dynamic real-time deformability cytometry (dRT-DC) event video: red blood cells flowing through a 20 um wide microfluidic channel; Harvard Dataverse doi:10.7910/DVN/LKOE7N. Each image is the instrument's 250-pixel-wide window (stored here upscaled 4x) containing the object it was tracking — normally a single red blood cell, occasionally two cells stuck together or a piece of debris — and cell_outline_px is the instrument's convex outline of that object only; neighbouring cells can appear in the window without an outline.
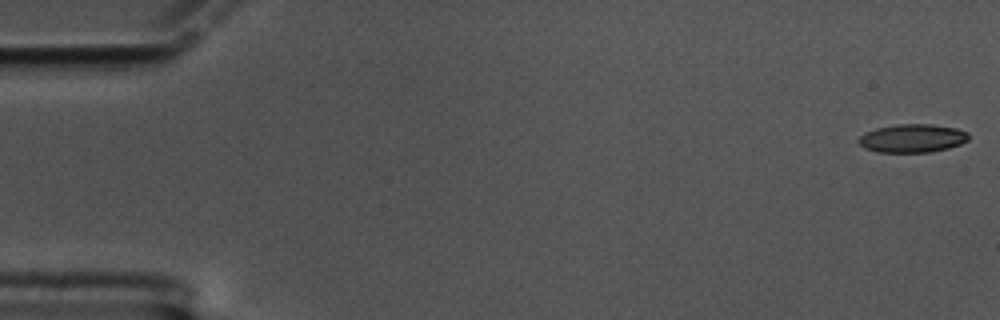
{"species": "common noctule bat (a hibernating species)", "species_latin": "Nyctalus noctula", "temperature_condition": "cold", "stored_images_in_passage": 53, "camera_frame_rate_fps": 3000, "um_per_image_px": 0.085, "animal": {"sex": "male", "body_mass_g": 17.5, "forearm_length_mm": 52.3}, "frame": {"image": 1, "passage_image": 1, "time_ms": 0.0, "image_size_px": [1000, 320], "cell_outline_px": [[968, 140], [960, 144], [948, 148], [932, 152], [880, 152], [864, 148], [856, 140], [864, 132], [876, 128], [896, 124], [932, 124], [956, 128], [968, 132]], "centroid_in_image_um": [77.53, 11.75], "position_along_channel_um": 7.5, "area_um2": 18.26}}
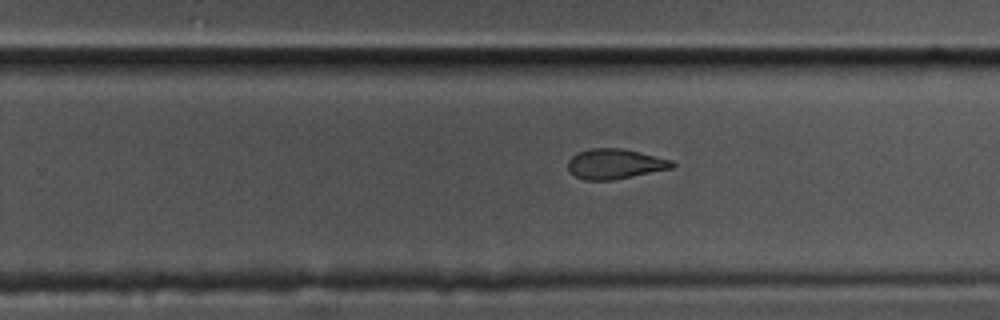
{"frame": {"image": 2, "passage_image": 37, "time_ms": 12.0, "image_size_px": [1000, 320], "cell_outline_px": [[676, 164], [672, 168], [612, 180], [584, 180], [568, 172], [568, 160], [576, 152], [592, 148], [620, 148], [640, 152], [672, 160]], "centroid_in_image_um": [52.24, 13.93], "position_along_channel_um": 277.6, "area_um2": 18.26}}
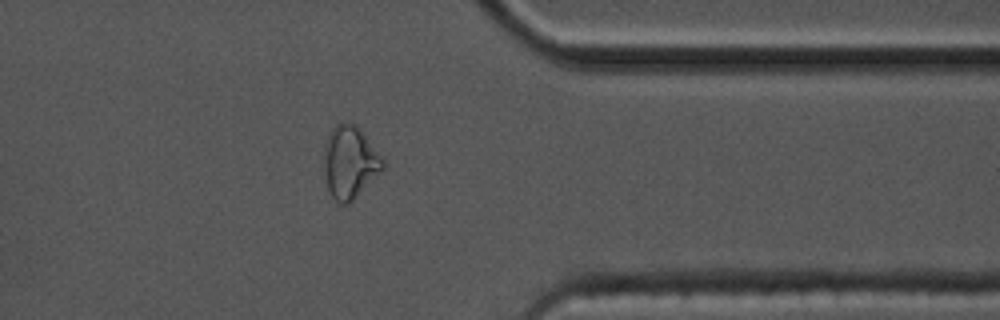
{"frame": {"image": 3, "passage_image": 47, "time_ms": 15.333, "image_size_px": [1000, 320], "cell_outline_px": [[384, 168], [348, 204], [340, 204], [332, 196], [328, 188], [324, 176], [324, 148], [328, 136], [332, 128], [336, 124], [344, 120], [356, 124], [360, 128], [384, 160]], "centroid_in_image_um": [29.72, 13.75], "position_along_channel_um": 381.7, "area_um2": 24.74}}